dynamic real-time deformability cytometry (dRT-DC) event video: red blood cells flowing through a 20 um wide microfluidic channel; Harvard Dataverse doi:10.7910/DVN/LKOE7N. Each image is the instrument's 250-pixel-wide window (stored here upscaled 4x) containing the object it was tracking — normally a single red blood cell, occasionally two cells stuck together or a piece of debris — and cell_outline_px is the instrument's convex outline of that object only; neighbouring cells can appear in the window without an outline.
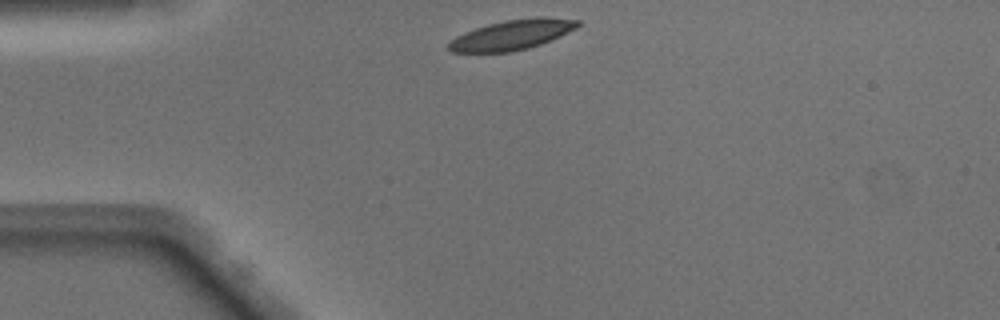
{"species": "Egyptian fruit bat (a non-hibernating species)", "species_latin": "Rousettus aegyptiacus", "temperature_condition": "warm", "stored_images_in_passage": 38, "camera_frame_rate_fps": 3000, "um_per_image_px": 0.085, "animal": {"sex": "male"}, "frame": {"image": 1, "passage_image": 1, "time_ms": 0.0, "image_size_px": [1000, 320], "cell_outline_px": [[580, 24], [576, 28], [560, 36], [540, 44], [528, 48], [512, 52], [452, 52], [448, 48], [448, 44], [456, 36], [464, 32], [488, 24], [504, 20], [540, 16], [580, 20]], "centroid_in_image_um": [43.53, 2.95], "position_along_channel_um": 41.5, "area_um2": 22.43}}
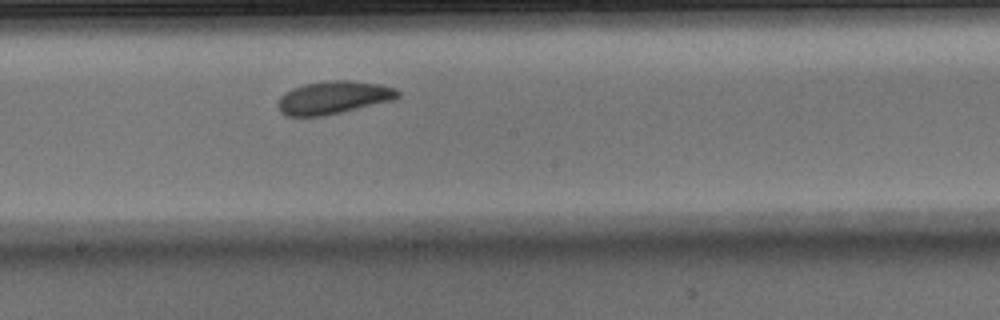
{"frame": {"image": 2, "passage_image": 16, "time_ms": 5.0, "image_size_px": [1000, 320], "cell_outline_px": [[400, 96], [392, 100], [324, 116], [288, 116], [280, 112], [276, 104], [276, 100], [284, 92], [292, 88], [304, 84], [332, 80], [348, 80], [380, 84], [396, 88], [400, 92]], "centroid_in_image_um": [28.3, 8.29], "position_along_channel_um": 219.9, "area_um2": 23.06}}
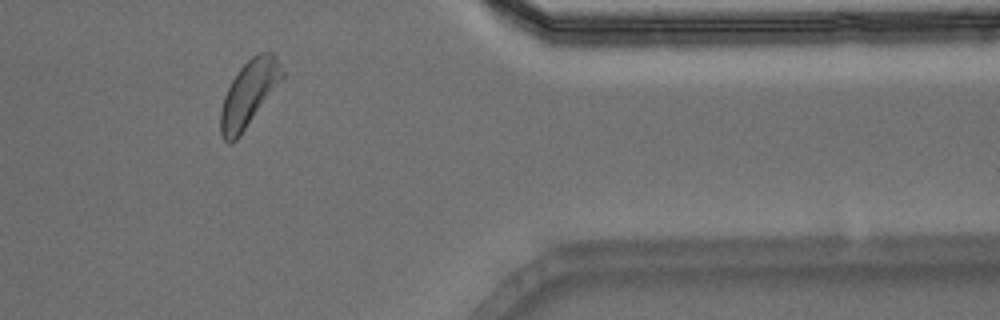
{"frame": {"image": 3, "passage_image": 30, "time_ms": 9.667, "image_size_px": [1000, 320], "cell_outline_px": [[284, 76], [240, 136], [236, 140], [228, 144], [224, 140], [220, 132], [220, 108], [224, 96], [232, 80], [240, 68], [256, 52], [272, 52], [284, 72]], "centroid_in_image_um": [21.12, 7.97], "position_along_channel_um": 390.3, "area_um2": 23.29}, "authors_computed_cell_mechanics": {"area_um2": 22.8021, "velocity_mm_per_s": 4.0804, "shape_relaxation_time_tau1_ms": 2.516, "shape_relaxation_time_tau2_ms": 5.2517, "deformation_change_tau1": 0.0824, "deformation_change_tau2": 0.1312}}